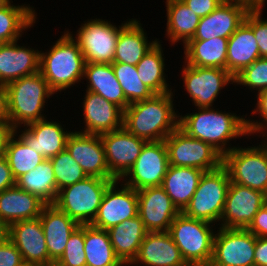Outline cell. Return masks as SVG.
<instances>
[{"label":"cell","instance_id":"1f68e13d","mask_svg":"<svg viewBox=\"0 0 267 266\" xmlns=\"http://www.w3.org/2000/svg\"><path fill=\"white\" fill-rule=\"evenodd\" d=\"M183 47L187 65L227 70L228 38L189 40Z\"/></svg>","mask_w":267,"mask_h":266},{"label":"cell","instance_id":"6da1fadb","mask_svg":"<svg viewBox=\"0 0 267 266\" xmlns=\"http://www.w3.org/2000/svg\"><path fill=\"white\" fill-rule=\"evenodd\" d=\"M198 112L179 115V128L187 135L212 145L223 156L232 151L230 140L248 136L246 115L214 109L197 108ZM245 116V117H244Z\"/></svg>","mask_w":267,"mask_h":266},{"label":"cell","instance_id":"d4e9b609","mask_svg":"<svg viewBox=\"0 0 267 266\" xmlns=\"http://www.w3.org/2000/svg\"><path fill=\"white\" fill-rule=\"evenodd\" d=\"M39 218L46 239L50 265H53L64 253L69 237L79 224L54 204H46Z\"/></svg>","mask_w":267,"mask_h":266},{"label":"cell","instance_id":"11a10c76","mask_svg":"<svg viewBox=\"0 0 267 266\" xmlns=\"http://www.w3.org/2000/svg\"><path fill=\"white\" fill-rule=\"evenodd\" d=\"M6 229L0 224V239L5 235Z\"/></svg>","mask_w":267,"mask_h":266},{"label":"cell","instance_id":"5bb4252c","mask_svg":"<svg viewBox=\"0 0 267 266\" xmlns=\"http://www.w3.org/2000/svg\"><path fill=\"white\" fill-rule=\"evenodd\" d=\"M119 182L121 185H119ZM137 215V191L117 179L107 187L98 213L91 225L108 230L126 219L136 217Z\"/></svg>","mask_w":267,"mask_h":266},{"label":"cell","instance_id":"603a6c76","mask_svg":"<svg viewBox=\"0 0 267 266\" xmlns=\"http://www.w3.org/2000/svg\"><path fill=\"white\" fill-rule=\"evenodd\" d=\"M141 262V263H140ZM186 266L179 248L166 232H147L138 253L128 266Z\"/></svg>","mask_w":267,"mask_h":266},{"label":"cell","instance_id":"52a82bcc","mask_svg":"<svg viewBox=\"0 0 267 266\" xmlns=\"http://www.w3.org/2000/svg\"><path fill=\"white\" fill-rule=\"evenodd\" d=\"M229 186L230 176L223 165L216 170L204 172L182 213L194 219L220 224Z\"/></svg>","mask_w":267,"mask_h":266},{"label":"cell","instance_id":"f5cc1de1","mask_svg":"<svg viewBox=\"0 0 267 266\" xmlns=\"http://www.w3.org/2000/svg\"><path fill=\"white\" fill-rule=\"evenodd\" d=\"M236 2L246 4L250 9H262L263 6L265 7L266 0H233Z\"/></svg>","mask_w":267,"mask_h":266},{"label":"cell","instance_id":"74e56055","mask_svg":"<svg viewBox=\"0 0 267 266\" xmlns=\"http://www.w3.org/2000/svg\"><path fill=\"white\" fill-rule=\"evenodd\" d=\"M5 157L15 180L35 169L45 160L42 155L26 145L15 132L8 140Z\"/></svg>","mask_w":267,"mask_h":266},{"label":"cell","instance_id":"4fadbf2b","mask_svg":"<svg viewBox=\"0 0 267 266\" xmlns=\"http://www.w3.org/2000/svg\"><path fill=\"white\" fill-rule=\"evenodd\" d=\"M213 240V266H254L256 236L247 229L222 228Z\"/></svg>","mask_w":267,"mask_h":266},{"label":"cell","instance_id":"ee69618b","mask_svg":"<svg viewBox=\"0 0 267 266\" xmlns=\"http://www.w3.org/2000/svg\"><path fill=\"white\" fill-rule=\"evenodd\" d=\"M256 95L257 103L251 114H258L261 118L256 121L254 119H246V126L249 136L256 134L258 137L267 136V89L262 90ZM261 120V121H260ZM258 133L260 135H258Z\"/></svg>","mask_w":267,"mask_h":266},{"label":"cell","instance_id":"9c48e42d","mask_svg":"<svg viewBox=\"0 0 267 266\" xmlns=\"http://www.w3.org/2000/svg\"><path fill=\"white\" fill-rule=\"evenodd\" d=\"M169 165L213 171L223 165V155L212 145L187 135L179 127L164 139Z\"/></svg>","mask_w":267,"mask_h":266},{"label":"cell","instance_id":"8d00e7d4","mask_svg":"<svg viewBox=\"0 0 267 266\" xmlns=\"http://www.w3.org/2000/svg\"><path fill=\"white\" fill-rule=\"evenodd\" d=\"M16 185L26 192L38 196L46 204H53L58 191L50 159H45L35 169L20 176Z\"/></svg>","mask_w":267,"mask_h":266},{"label":"cell","instance_id":"ac0fdd59","mask_svg":"<svg viewBox=\"0 0 267 266\" xmlns=\"http://www.w3.org/2000/svg\"><path fill=\"white\" fill-rule=\"evenodd\" d=\"M5 235L20 251L26 265L50 266V257L40 218L11 224Z\"/></svg>","mask_w":267,"mask_h":266},{"label":"cell","instance_id":"44dd1931","mask_svg":"<svg viewBox=\"0 0 267 266\" xmlns=\"http://www.w3.org/2000/svg\"><path fill=\"white\" fill-rule=\"evenodd\" d=\"M250 8L240 2L225 0L209 15L200 18L196 32L190 40L229 38L244 22Z\"/></svg>","mask_w":267,"mask_h":266},{"label":"cell","instance_id":"3957f363","mask_svg":"<svg viewBox=\"0 0 267 266\" xmlns=\"http://www.w3.org/2000/svg\"><path fill=\"white\" fill-rule=\"evenodd\" d=\"M73 35L65 31L49 50H40L39 72L55 94L83 80L85 59Z\"/></svg>","mask_w":267,"mask_h":266},{"label":"cell","instance_id":"ffe728a7","mask_svg":"<svg viewBox=\"0 0 267 266\" xmlns=\"http://www.w3.org/2000/svg\"><path fill=\"white\" fill-rule=\"evenodd\" d=\"M20 131L15 128L14 132L37 153L45 159H50L66 149L67 139L72 133L62 127L60 121L49 120L48 118L30 123ZM66 130V131H65ZM20 131V132H19Z\"/></svg>","mask_w":267,"mask_h":266},{"label":"cell","instance_id":"9a60e30c","mask_svg":"<svg viewBox=\"0 0 267 266\" xmlns=\"http://www.w3.org/2000/svg\"><path fill=\"white\" fill-rule=\"evenodd\" d=\"M266 203L267 195L263 192L230 181L219 227L247 229Z\"/></svg>","mask_w":267,"mask_h":266},{"label":"cell","instance_id":"8fae6325","mask_svg":"<svg viewBox=\"0 0 267 266\" xmlns=\"http://www.w3.org/2000/svg\"><path fill=\"white\" fill-rule=\"evenodd\" d=\"M168 166V150L165 141H148L136 162L120 180L136 191L162 186Z\"/></svg>","mask_w":267,"mask_h":266},{"label":"cell","instance_id":"836d02e7","mask_svg":"<svg viewBox=\"0 0 267 266\" xmlns=\"http://www.w3.org/2000/svg\"><path fill=\"white\" fill-rule=\"evenodd\" d=\"M11 0L0 9V43L19 40L24 31L33 27L38 18L30 4L14 5Z\"/></svg>","mask_w":267,"mask_h":266},{"label":"cell","instance_id":"7402d4cb","mask_svg":"<svg viewBox=\"0 0 267 266\" xmlns=\"http://www.w3.org/2000/svg\"><path fill=\"white\" fill-rule=\"evenodd\" d=\"M83 96L84 129L79 132L101 135L123 127L124 111L102 96L86 91Z\"/></svg>","mask_w":267,"mask_h":266},{"label":"cell","instance_id":"816d5d0a","mask_svg":"<svg viewBox=\"0 0 267 266\" xmlns=\"http://www.w3.org/2000/svg\"><path fill=\"white\" fill-rule=\"evenodd\" d=\"M0 123H10L6 85L0 84Z\"/></svg>","mask_w":267,"mask_h":266},{"label":"cell","instance_id":"d6986e66","mask_svg":"<svg viewBox=\"0 0 267 266\" xmlns=\"http://www.w3.org/2000/svg\"><path fill=\"white\" fill-rule=\"evenodd\" d=\"M66 149L87 176L115 178L109 172L100 135L72 131L67 139Z\"/></svg>","mask_w":267,"mask_h":266},{"label":"cell","instance_id":"ab89813d","mask_svg":"<svg viewBox=\"0 0 267 266\" xmlns=\"http://www.w3.org/2000/svg\"><path fill=\"white\" fill-rule=\"evenodd\" d=\"M56 179L57 191L87 177L81 166L71 157L67 149L50 158Z\"/></svg>","mask_w":267,"mask_h":266},{"label":"cell","instance_id":"9f6ffc18","mask_svg":"<svg viewBox=\"0 0 267 266\" xmlns=\"http://www.w3.org/2000/svg\"><path fill=\"white\" fill-rule=\"evenodd\" d=\"M186 266H213L211 263L208 264H187Z\"/></svg>","mask_w":267,"mask_h":266},{"label":"cell","instance_id":"7c38bea8","mask_svg":"<svg viewBox=\"0 0 267 266\" xmlns=\"http://www.w3.org/2000/svg\"><path fill=\"white\" fill-rule=\"evenodd\" d=\"M182 80L196 108L213 107L221 89L234 83V77L223 68L190 66L184 63Z\"/></svg>","mask_w":267,"mask_h":266},{"label":"cell","instance_id":"f35d334b","mask_svg":"<svg viewBox=\"0 0 267 266\" xmlns=\"http://www.w3.org/2000/svg\"><path fill=\"white\" fill-rule=\"evenodd\" d=\"M112 69L129 103L149 99L155 94L140 80L136 65L112 63Z\"/></svg>","mask_w":267,"mask_h":266},{"label":"cell","instance_id":"e575fe53","mask_svg":"<svg viewBox=\"0 0 267 266\" xmlns=\"http://www.w3.org/2000/svg\"><path fill=\"white\" fill-rule=\"evenodd\" d=\"M161 43L158 40L136 65L140 80L155 94L174 92L165 78L166 64Z\"/></svg>","mask_w":267,"mask_h":266},{"label":"cell","instance_id":"83f0119b","mask_svg":"<svg viewBox=\"0 0 267 266\" xmlns=\"http://www.w3.org/2000/svg\"><path fill=\"white\" fill-rule=\"evenodd\" d=\"M107 231L115 255L125 266H128L136 257L147 233L141 217L137 215L126 219Z\"/></svg>","mask_w":267,"mask_h":266},{"label":"cell","instance_id":"277c9868","mask_svg":"<svg viewBox=\"0 0 267 266\" xmlns=\"http://www.w3.org/2000/svg\"><path fill=\"white\" fill-rule=\"evenodd\" d=\"M6 89L8 115L14 129L46 118L45 103L55 93L40 72L17 79Z\"/></svg>","mask_w":267,"mask_h":266},{"label":"cell","instance_id":"8992f818","mask_svg":"<svg viewBox=\"0 0 267 266\" xmlns=\"http://www.w3.org/2000/svg\"><path fill=\"white\" fill-rule=\"evenodd\" d=\"M213 227L216 229L215 224L180 212L168 232L187 264H208L213 256Z\"/></svg>","mask_w":267,"mask_h":266},{"label":"cell","instance_id":"681fc988","mask_svg":"<svg viewBox=\"0 0 267 266\" xmlns=\"http://www.w3.org/2000/svg\"><path fill=\"white\" fill-rule=\"evenodd\" d=\"M254 266H267V237H256Z\"/></svg>","mask_w":267,"mask_h":266},{"label":"cell","instance_id":"c3c4849f","mask_svg":"<svg viewBox=\"0 0 267 266\" xmlns=\"http://www.w3.org/2000/svg\"><path fill=\"white\" fill-rule=\"evenodd\" d=\"M16 185V180L13 177L7 158H0V193L7 188Z\"/></svg>","mask_w":267,"mask_h":266},{"label":"cell","instance_id":"60d3db41","mask_svg":"<svg viewBox=\"0 0 267 266\" xmlns=\"http://www.w3.org/2000/svg\"><path fill=\"white\" fill-rule=\"evenodd\" d=\"M236 85L258 92L267 89V58H258L234 76Z\"/></svg>","mask_w":267,"mask_h":266},{"label":"cell","instance_id":"4316f807","mask_svg":"<svg viewBox=\"0 0 267 266\" xmlns=\"http://www.w3.org/2000/svg\"><path fill=\"white\" fill-rule=\"evenodd\" d=\"M139 20L132 18L120 29L113 63L137 65L159 39L152 42Z\"/></svg>","mask_w":267,"mask_h":266},{"label":"cell","instance_id":"f6af8a7d","mask_svg":"<svg viewBox=\"0 0 267 266\" xmlns=\"http://www.w3.org/2000/svg\"><path fill=\"white\" fill-rule=\"evenodd\" d=\"M22 255L12 241L4 235L0 239V266H24Z\"/></svg>","mask_w":267,"mask_h":266},{"label":"cell","instance_id":"bcb514c9","mask_svg":"<svg viewBox=\"0 0 267 266\" xmlns=\"http://www.w3.org/2000/svg\"><path fill=\"white\" fill-rule=\"evenodd\" d=\"M225 0H182L199 18H203L212 13Z\"/></svg>","mask_w":267,"mask_h":266},{"label":"cell","instance_id":"d590c367","mask_svg":"<svg viewBox=\"0 0 267 266\" xmlns=\"http://www.w3.org/2000/svg\"><path fill=\"white\" fill-rule=\"evenodd\" d=\"M86 266H125L115 255L107 230L84 225Z\"/></svg>","mask_w":267,"mask_h":266},{"label":"cell","instance_id":"7dc6e473","mask_svg":"<svg viewBox=\"0 0 267 266\" xmlns=\"http://www.w3.org/2000/svg\"><path fill=\"white\" fill-rule=\"evenodd\" d=\"M247 230L256 237H267V203L256 213Z\"/></svg>","mask_w":267,"mask_h":266},{"label":"cell","instance_id":"30bf717a","mask_svg":"<svg viewBox=\"0 0 267 266\" xmlns=\"http://www.w3.org/2000/svg\"><path fill=\"white\" fill-rule=\"evenodd\" d=\"M126 23L117 28L105 19L84 21L73 38L79 44L85 63L112 64L120 29Z\"/></svg>","mask_w":267,"mask_h":266},{"label":"cell","instance_id":"d6a6232c","mask_svg":"<svg viewBox=\"0 0 267 266\" xmlns=\"http://www.w3.org/2000/svg\"><path fill=\"white\" fill-rule=\"evenodd\" d=\"M165 4L167 7L165 35L172 45L182 42L184 46L193 38L200 18L182 0H166Z\"/></svg>","mask_w":267,"mask_h":266},{"label":"cell","instance_id":"4dcf8cb0","mask_svg":"<svg viewBox=\"0 0 267 266\" xmlns=\"http://www.w3.org/2000/svg\"><path fill=\"white\" fill-rule=\"evenodd\" d=\"M261 58L252 28L244 21L228 38L227 71L234 77Z\"/></svg>","mask_w":267,"mask_h":266},{"label":"cell","instance_id":"2e32d148","mask_svg":"<svg viewBox=\"0 0 267 266\" xmlns=\"http://www.w3.org/2000/svg\"><path fill=\"white\" fill-rule=\"evenodd\" d=\"M109 172L121 179L136 162L147 141L129 133L124 127L100 135Z\"/></svg>","mask_w":267,"mask_h":266},{"label":"cell","instance_id":"f907efd6","mask_svg":"<svg viewBox=\"0 0 267 266\" xmlns=\"http://www.w3.org/2000/svg\"><path fill=\"white\" fill-rule=\"evenodd\" d=\"M14 133V128L10 123H0V158L5 156L9 138Z\"/></svg>","mask_w":267,"mask_h":266},{"label":"cell","instance_id":"b9f144b4","mask_svg":"<svg viewBox=\"0 0 267 266\" xmlns=\"http://www.w3.org/2000/svg\"><path fill=\"white\" fill-rule=\"evenodd\" d=\"M84 225H79L69 237L66 248L56 266H86Z\"/></svg>","mask_w":267,"mask_h":266},{"label":"cell","instance_id":"7a4b0ae2","mask_svg":"<svg viewBox=\"0 0 267 266\" xmlns=\"http://www.w3.org/2000/svg\"><path fill=\"white\" fill-rule=\"evenodd\" d=\"M173 92L154 94L151 98L130 103L124 110L123 127L145 141L164 140L179 127Z\"/></svg>","mask_w":267,"mask_h":266},{"label":"cell","instance_id":"5b68a950","mask_svg":"<svg viewBox=\"0 0 267 266\" xmlns=\"http://www.w3.org/2000/svg\"><path fill=\"white\" fill-rule=\"evenodd\" d=\"M114 180L117 179L87 176L73 185L60 189L53 204L79 225L91 224L98 213L107 187Z\"/></svg>","mask_w":267,"mask_h":266},{"label":"cell","instance_id":"db71d44e","mask_svg":"<svg viewBox=\"0 0 267 266\" xmlns=\"http://www.w3.org/2000/svg\"><path fill=\"white\" fill-rule=\"evenodd\" d=\"M11 0H0V9L5 7Z\"/></svg>","mask_w":267,"mask_h":266},{"label":"cell","instance_id":"484cf974","mask_svg":"<svg viewBox=\"0 0 267 266\" xmlns=\"http://www.w3.org/2000/svg\"><path fill=\"white\" fill-rule=\"evenodd\" d=\"M45 205L38 196L14 185L0 193V224L7 229L15 222L39 218Z\"/></svg>","mask_w":267,"mask_h":266},{"label":"cell","instance_id":"f1b7e54d","mask_svg":"<svg viewBox=\"0 0 267 266\" xmlns=\"http://www.w3.org/2000/svg\"><path fill=\"white\" fill-rule=\"evenodd\" d=\"M83 79L88 83L85 91L102 96L123 111L130 104L116 79L112 64L85 63Z\"/></svg>","mask_w":267,"mask_h":266},{"label":"cell","instance_id":"cb8c5ba5","mask_svg":"<svg viewBox=\"0 0 267 266\" xmlns=\"http://www.w3.org/2000/svg\"><path fill=\"white\" fill-rule=\"evenodd\" d=\"M17 42L0 43V84L39 72L40 51Z\"/></svg>","mask_w":267,"mask_h":266},{"label":"cell","instance_id":"e0dca14e","mask_svg":"<svg viewBox=\"0 0 267 266\" xmlns=\"http://www.w3.org/2000/svg\"><path fill=\"white\" fill-rule=\"evenodd\" d=\"M138 215L147 232H166L180 213L162 186L137 191Z\"/></svg>","mask_w":267,"mask_h":266},{"label":"cell","instance_id":"ba28073f","mask_svg":"<svg viewBox=\"0 0 267 266\" xmlns=\"http://www.w3.org/2000/svg\"><path fill=\"white\" fill-rule=\"evenodd\" d=\"M261 138L259 146H235L223 156V166L231 182L267 195V138Z\"/></svg>","mask_w":267,"mask_h":266},{"label":"cell","instance_id":"7bdbcfd3","mask_svg":"<svg viewBox=\"0 0 267 266\" xmlns=\"http://www.w3.org/2000/svg\"><path fill=\"white\" fill-rule=\"evenodd\" d=\"M263 9H250L244 21L252 28L259 47V54L262 58H267V19H263Z\"/></svg>","mask_w":267,"mask_h":266},{"label":"cell","instance_id":"f546056e","mask_svg":"<svg viewBox=\"0 0 267 266\" xmlns=\"http://www.w3.org/2000/svg\"><path fill=\"white\" fill-rule=\"evenodd\" d=\"M204 172L193 167L168 166L162 187L180 212L188 205Z\"/></svg>","mask_w":267,"mask_h":266}]
</instances>
